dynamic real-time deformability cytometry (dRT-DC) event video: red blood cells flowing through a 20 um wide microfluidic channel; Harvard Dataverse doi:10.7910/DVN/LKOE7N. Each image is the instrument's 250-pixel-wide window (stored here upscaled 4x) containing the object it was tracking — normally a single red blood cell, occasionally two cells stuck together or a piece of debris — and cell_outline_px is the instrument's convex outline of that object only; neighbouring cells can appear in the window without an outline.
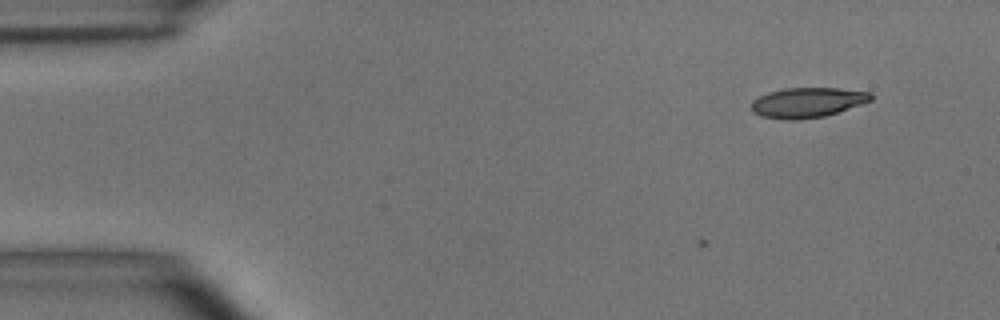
{"species": "common noctule bat (a hibernating species)", "species_latin": "Nyctalus noctula", "temperature_condition": "room temperature", "stored_images_in_passage": 7, "camera_frame_rate_fps": 3000, "um_per_image_px": 0.085, "animal": {"sex": "male", "body_mass_g": 15.6}, "frame": {"image": 1, "passage_image": 7, "time_ms": 2.0, "image_size_px": [1000, 320], "cell_outline_px": [[872, 100], [824, 116], [800, 120], [788, 120], [760, 116], [752, 112], [752, 100], [768, 92], [784, 88], [840, 88], [872, 92]], "centroid_in_image_um": [68.61, 8.71], "position_along_channel_um": 16.4, "area_um2": 20.87}}